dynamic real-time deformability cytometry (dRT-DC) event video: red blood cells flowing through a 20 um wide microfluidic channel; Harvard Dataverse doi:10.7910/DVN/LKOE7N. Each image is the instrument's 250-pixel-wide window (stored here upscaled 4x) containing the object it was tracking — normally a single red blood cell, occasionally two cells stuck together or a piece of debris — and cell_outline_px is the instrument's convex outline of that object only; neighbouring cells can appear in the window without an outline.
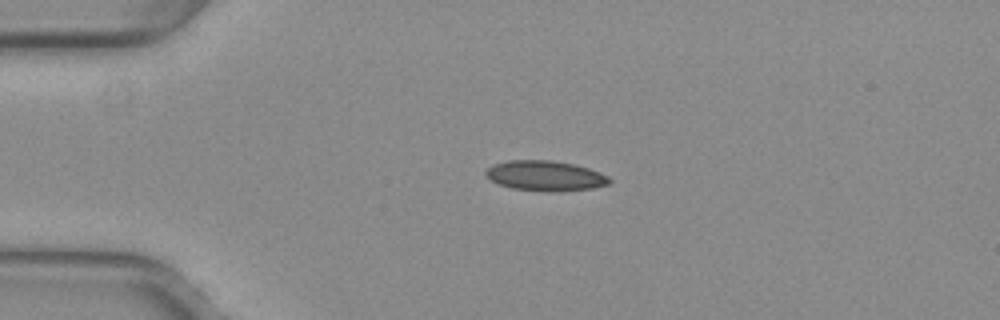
{"species": "common noctule bat (a hibernating species)", "species_latin": "Nyctalus noctula", "temperature_condition": "warm", "stored_images_in_passage": 33, "camera_frame_rate_fps": 3000, "um_per_image_px": 0.085, "animal": {"sex": "female", "body_mass_g": 29.2, "forearm_length_mm": 56.3}, "frame": {"image": 1, "passage_image": 1, "time_ms": 0.0, "image_size_px": [1000, 320], "cell_outline_px": [[612, 180], [608, 184], [592, 188], [512, 188], [500, 184], [492, 180], [484, 172], [492, 164], [508, 160], [548, 160], [572, 164], [588, 168], [600, 172], [608, 176]], "centroid_in_image_um": [46.32, 14.87], "position_along_channel_um": 38.7, "area_um2": 20.35}}
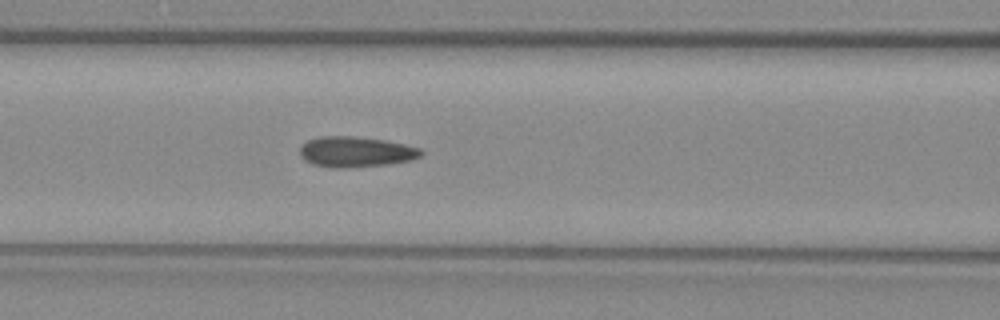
{"frame": {"image": 2, "passage_image": 11, "time_ms": 3.333, "image_size_px": [1000, 320], "cell_outline_px": [[424, 152], [420, 156], [412, 160], [388, 164], [352, 168], [332, 168], [312, 164], [304, 160], [300, 156], [300, 148], [308, 140], [320, 136], [352, 136], [384, 140], [404, 144], [420, 148]], "centroid_in_image_um": [30.24, 12.92], "position_along_channel_um": 136.4, "area_um2": 21.68}}
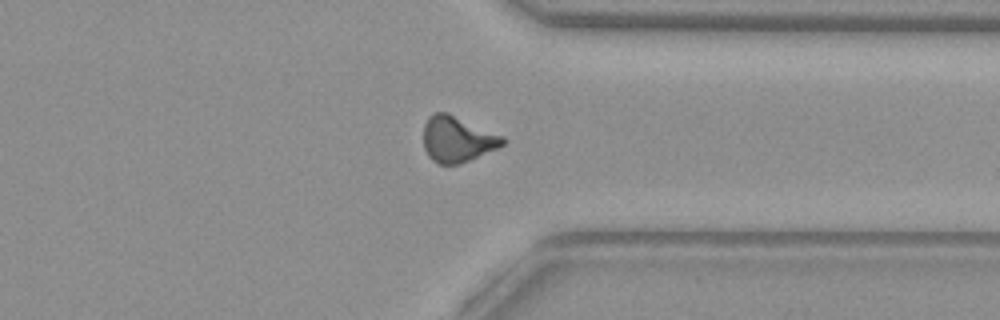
{"frame": {"image": 3, "passage_image": 29, "time_ms": 9.333, "image_size_px": [1000, 320], "cell_outline_px": [[508, 140], [504, 144], [496, 148], [460, 164], [436, 164], [428, 156], [424, 148], [424, 124], [428, 116], [432, 112], [448, 112], [504, 136]], "centroid_in_image_um": [38.86, 11.81], "position_along_channel_um": 372.5, "area_um2": 21.33}, "authors_computed_cell_mechanics": {"area_um2": 21.1548, "velocity_mm_per_s": 3.973, "shape_relaxation_time_tau1_ms": null, "shape_relaxation_time_tau2_ms": 2.5003, "deformation_change_tau1": null, "deformation_change_tau2": 0.0773}}